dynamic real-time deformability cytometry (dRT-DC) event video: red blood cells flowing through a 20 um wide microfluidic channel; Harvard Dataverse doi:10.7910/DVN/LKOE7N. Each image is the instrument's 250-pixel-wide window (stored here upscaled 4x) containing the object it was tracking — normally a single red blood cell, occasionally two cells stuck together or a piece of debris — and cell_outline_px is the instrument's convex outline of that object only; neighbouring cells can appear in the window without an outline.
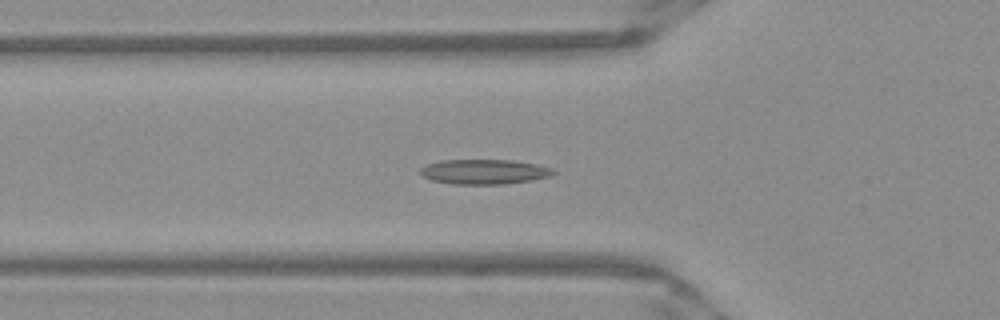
{"species": "Egyptian fruit bat (a non-hibernating species)", "species_latin": "Rousettus aegyptiacus", "temperature_condition": "warm", "stored_images_in_passage": 36, "camera_frame_rate_fps": 3000, "um_per_image_px": 0.085, "frame": {"image": 1, "passage_image": 2, "time_ms": 0.333, "image_size_px": [1000, 320], "cell_outline_px": [[556, 172], [552, 176], [532, 180], [504, 184], [448, 184], [432, 180], [424, 176], [420, 172], [420, 168], [428, 164], [440, 160], [512, 160], [536, 164], [552, 168]], "centroid_in_image_um": [41.17, 14.6], "position_along_channel_um": 84.6, "area_um2": 19.31}}
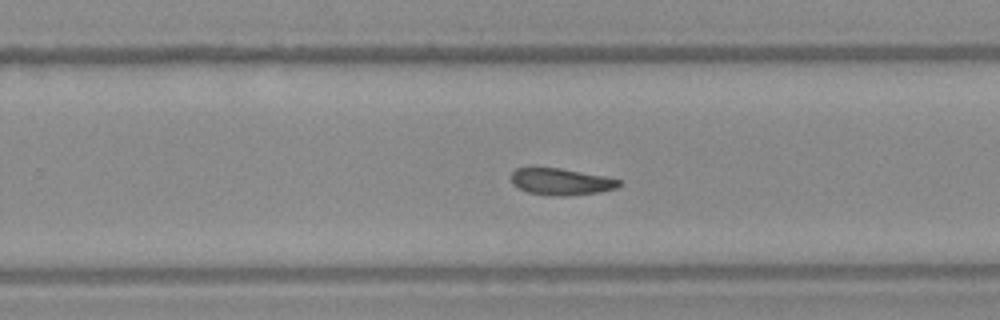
{"frame": {"image": 2, "passage_image": 17, "time_ms": 5.333, "image_size_px": [1000, 320], "cell_outline_px": [[624, 184], [616, 188], [600, 192], [568, 196], [560, 196], [528, 192], [512, 184], [512, 172], [516, 168], [528, 164], [532, 164], [560, 168], [604, 176], [620, 180]], "centroid_in_image_um": [47.65, 15.39], "position_along_channel_um": 282.2, "area_um2": 17.34}}
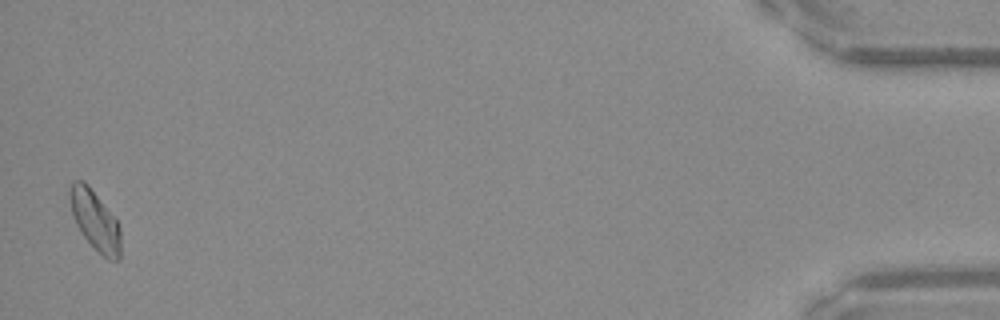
{"frame": {"image": 3, "passage_image": 35, "time_ms": 11.333, "image_size_px": [1000, 320], "cell_outline_px": [[120, 260], [108, 260], [80, 232], [72, 216], [68, 196], [68, 192], [72, 180], [84, 180], [88, 184], [116, 220], [120, 228]], "centroid_in_image_um": [8.04, 18.69], "position_along_channel_um": 427.2, "area_um2": 17.63}, "authors_computed_cell_mechanics": {"area_um2": 17.3111, "velocity_mm_per_s": 3.9323, "shape_relaxation_time_tau1_ms": null, "shape_relaxation_time_tau2_ms": 8.1723, "deformation_change_tau1": null, "deformation_change_tau2": 0.1498}}